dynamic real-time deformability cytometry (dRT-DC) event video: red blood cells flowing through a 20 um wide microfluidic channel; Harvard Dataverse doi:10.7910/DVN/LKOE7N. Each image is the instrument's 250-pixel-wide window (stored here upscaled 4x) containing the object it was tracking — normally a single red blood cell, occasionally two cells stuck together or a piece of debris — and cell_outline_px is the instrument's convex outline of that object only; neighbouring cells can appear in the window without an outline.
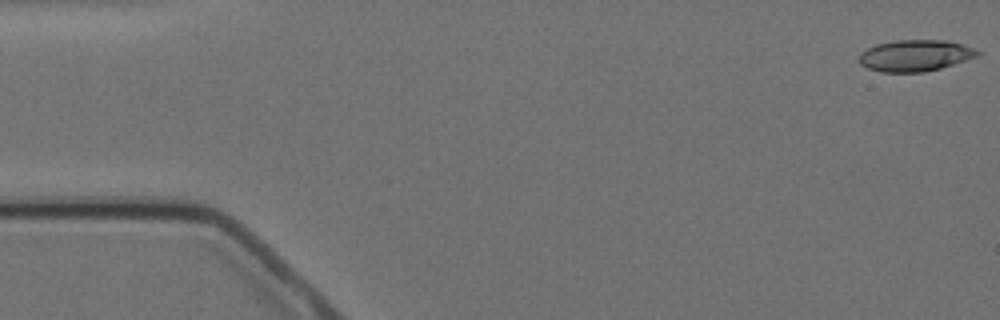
{"species": "Egyptian fruit bat (a non-hibernating species)", "species_latin": "Rousettus aegyptiacus", "temperature_condition": "cold", "stored_images_in_passage": 5, "camera_frame_rate_fps": 3000, "um_per_image_px": 0.085, "animal": {"sex": "female"}, "frame": {"image": 1, "passage_image": 1, "time_ms": 0.0, "image_size_px": [1000, 320], "cell_outline_px": [[980, 52], [976, 56], [940, 68], [924, 72], [880, 72], [868, 68], [860, 64], [860, 52], [876, 44], [896, 40], [944, 40], [964, 44], [976, 48]], "centroid_in_image_um": [77.78, 4.71], "position_along_channel_um": 7.2, "area_um2": 21.56}}
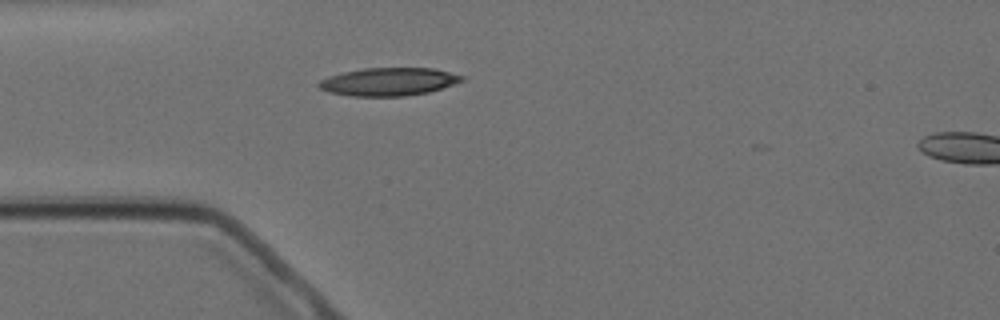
{"frame": {"image": 2, "passage_image": 5, "time_ms": 4.667, "image_size_px": [1000, 320], "cell_outline_px": [[464, 80], [428, 92], [404, 96], [352, 96], [328, 92], [320, 88], [316, 84], [320, 80], [328, 76], [344, 72], [364, 68], [432, 68], [464, 76]], "centroid_in_image_um": [32.99, 6.94], "position_along_channel_um": 52.0, "area_um2": 23.12}}